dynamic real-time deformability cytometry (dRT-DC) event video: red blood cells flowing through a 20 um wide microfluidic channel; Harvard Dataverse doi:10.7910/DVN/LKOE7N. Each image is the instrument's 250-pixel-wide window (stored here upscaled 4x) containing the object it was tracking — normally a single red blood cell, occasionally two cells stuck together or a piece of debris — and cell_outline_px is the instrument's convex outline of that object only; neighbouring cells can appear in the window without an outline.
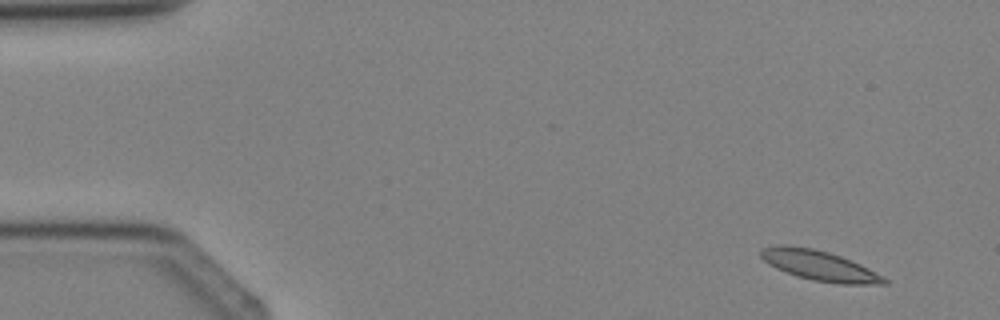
{"species": "Egyptian fruit bat (a non-hibernating species)", "species_latin": "Rousettus aegyptiacus", "temperature_condition": "cold", "stored_images_in_passage": 3, "camera_frame_rate_fps": 3000, "um_per_image_px": 0.085, "animal": {"sex": "female"}, "frame": {"image": 1, "passage_image": 1, "time_ms": 0.0, "image_size_px": [1000, 320], "cell_outline_px": [[888, 284], [840, 284], [812, 280], [776, 268], [768, 264], [760, 256], [760, 248], [776, 244], [788, 244], [812, 248], [828, 252], [840, 256], [860, 264], [884, 276], [888, 280]], "centroid_in_image_um": [69.63, 22.55], "position_along_channel_um": 15.4, "area_um2": 21.62}}